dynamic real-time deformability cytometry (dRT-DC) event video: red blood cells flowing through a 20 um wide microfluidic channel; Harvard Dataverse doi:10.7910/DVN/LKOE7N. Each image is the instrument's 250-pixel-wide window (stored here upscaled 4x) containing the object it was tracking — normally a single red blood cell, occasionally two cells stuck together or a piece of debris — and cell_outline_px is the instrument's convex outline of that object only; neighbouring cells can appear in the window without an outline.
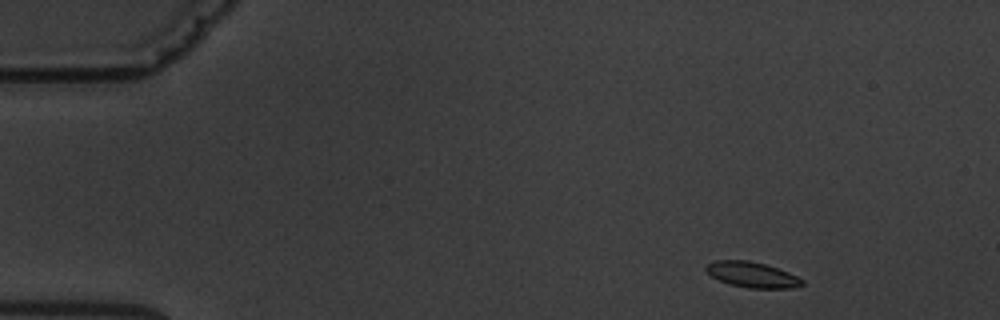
{"species": "common noctule bat (a hibernating species)", "species_latin": "Nyctalus noctula", "temperature_condition": "warm", "stored_images_in_passage": 3, "camera_frame_rate_fps": 3000, "um_per_image_px": 0.085, "animal": {"sex": "male", "body_mass_g": 19.5, "forearm_length_mm": 54.6}, "frame": {"image": 1, "passage_image": 1, "time_ms": 0.0, "image_size_px": [1000, 320], "cell_outline_px": [[804, 284], [792, 288], [748, 288], [728, 284], [712, 276], [704, 268], [708, 264], [716, 260], [748, 260], [764, 264], [788, 272], [804, 280]], "centroid_in_image_um": [63.93, 23.35], "position_along_channel_um": 21.1, "area_um2": 14.16}}
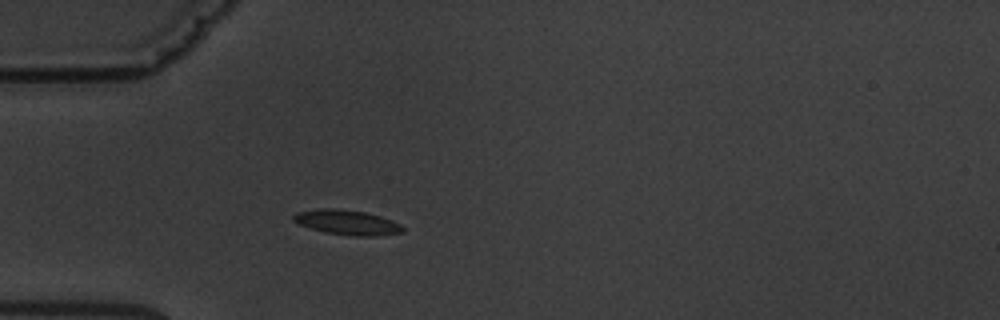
{"frame": {"image": 2, "passage_image": 3, "time_ms": 3.333, "image_size_px": [1000, 320], "cell_outline_px": [[404, 232], [376, 236], [352, 236], [324, 232], [300, 224], [292, 220], [292, 216], [296, 212], [324, 208], [336, 208], [364, 212], [380, 216], [400, 224], [404, 228]], "centroid_in_image_um": [29.5, 18.91], "position_along_channel_um": 55.5, "area_um2": 15.72}}